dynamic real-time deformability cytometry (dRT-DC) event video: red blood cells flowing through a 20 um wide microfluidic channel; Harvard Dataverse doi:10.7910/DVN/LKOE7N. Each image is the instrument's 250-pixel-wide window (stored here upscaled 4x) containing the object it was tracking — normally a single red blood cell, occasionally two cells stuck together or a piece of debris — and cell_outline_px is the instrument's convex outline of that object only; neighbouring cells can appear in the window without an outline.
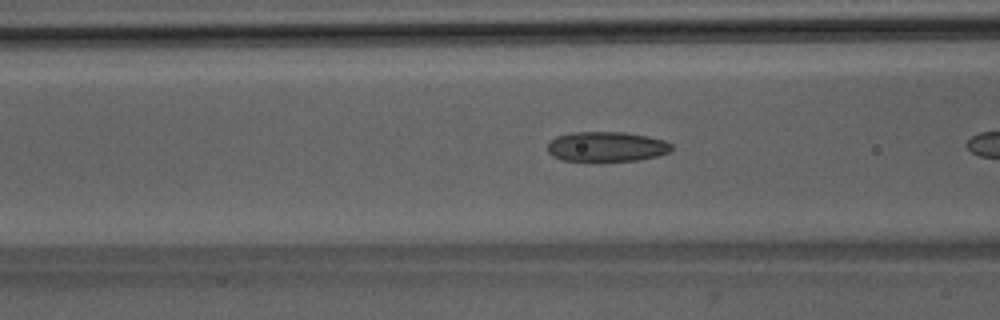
{"species": "Egyptian fruit bat (a non-hibernating species)", "species_latin": "Rousettus aegyptiacus", "temperature_condition": "room temperature", "stored_images_in_passage": 7, "camera_frame_rate_fps": 3000, "um_per_image_px": 0.085, "animal": {"sex": "male"}, "frame": {"image": 1, "passage_image": 6, "time_ms": 1.667, "image_size_px": [1000, 320], "cell_outline_px": [[672, 148], [668, 152], [656, 156], [640, 160], [560, 160], [552, 156], [548, 152], [548, 144], [556, 136], [572, 132], [624, 132], [648, 136], [664, 140], [672, 144]], "centroid_in_image_um": [51.55, 12.45], "position_along_channel_um": 115.0, "area_um2": 21.44}}